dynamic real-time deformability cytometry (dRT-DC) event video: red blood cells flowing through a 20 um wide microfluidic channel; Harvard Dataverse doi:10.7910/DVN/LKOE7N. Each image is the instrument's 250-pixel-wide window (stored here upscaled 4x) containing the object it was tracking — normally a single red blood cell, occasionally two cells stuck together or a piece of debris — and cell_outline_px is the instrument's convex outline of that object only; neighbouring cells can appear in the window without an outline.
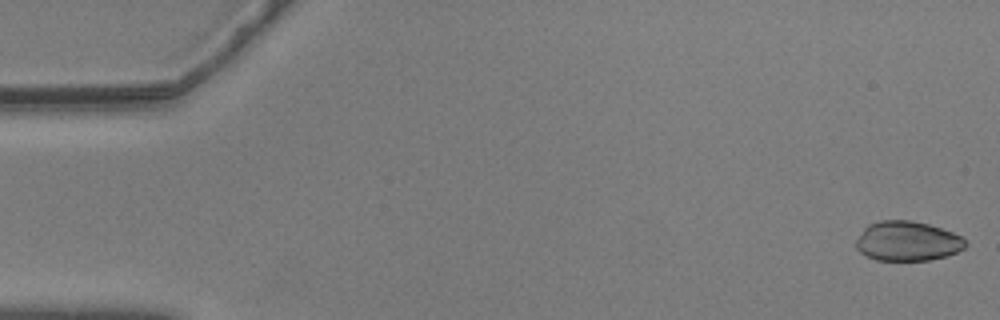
{"species": "common noctule bat (a hibernating species)", "species_latin": "Nyctalus noctula", "temperature_condition": "warm", "stored_images_in_passage": 52, "camera_frame_rate_fps": 3000, "um_per_image_px": 0.085, "animal": {"sex": "male", "body_mass_g": 20.5, "forearm_length_mm": 52.5}, "frame": {"image": 1, "passage_image": 1, "time_ms": 0.0, "image_size_px": [1000, 320], "cell_outline_px": [[968, 244], [964, 248], [956, 252], [944, 256], [928, 260], [876, 260], [864, 256], [856, 248], [856, 240], [864, 228], [868, 224], [880, 220], [912, 220], [928, 224], [952, 232], [960, 236]], "centroid_in_image_um": [77.09, 20.49], "position_along_channel_um": 7.9, "area_um2": 25.26}}
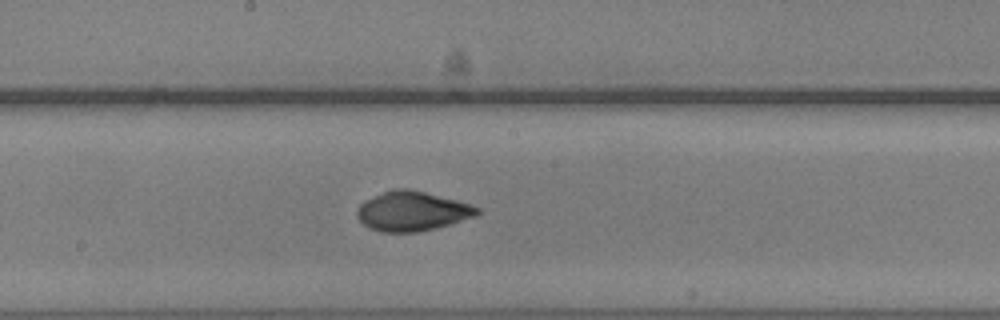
{"frame": {"image": 2, "passage_image": 30, "time_ms": 9.667, "image_size_px": [1000, 320], "cell_outline_px": [[480, 212], [476, 216], [448, 224], [416, 232], [380, 232], [368, 228], [356, 216], [356, 212], [360, 204], [364, 200], [392, 188], [408, 188], [472, 204], [480, 208]], "centroid_in_image_um": [35.0, 17.94], "position_along_channel_um": 213.2, "area_um2": 27.57}}
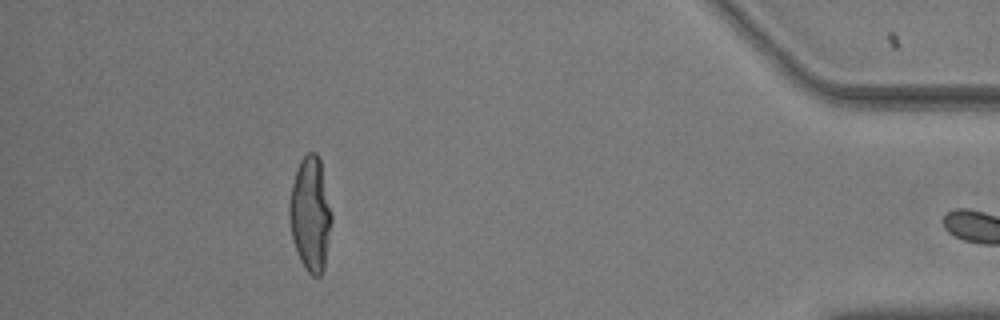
{"frame": {"image": 3, "passage_image": 51, "time_ms": 16.667, "image_size_px": [1000, 320], "cell_outline_px": [[332, 220], [324, 268], [320, 276], [312, 276], [304, 268], [296, 252], [292, 240], [288, 216], [288, 204], [296, 172], [300, 160], [308, 152], [316, 152], [320, 156], [332, 212]], "centroid_in_image_um": [26.38, 18.2], "position_along_channel_um": 408.8, "area_um2": 28.5}}